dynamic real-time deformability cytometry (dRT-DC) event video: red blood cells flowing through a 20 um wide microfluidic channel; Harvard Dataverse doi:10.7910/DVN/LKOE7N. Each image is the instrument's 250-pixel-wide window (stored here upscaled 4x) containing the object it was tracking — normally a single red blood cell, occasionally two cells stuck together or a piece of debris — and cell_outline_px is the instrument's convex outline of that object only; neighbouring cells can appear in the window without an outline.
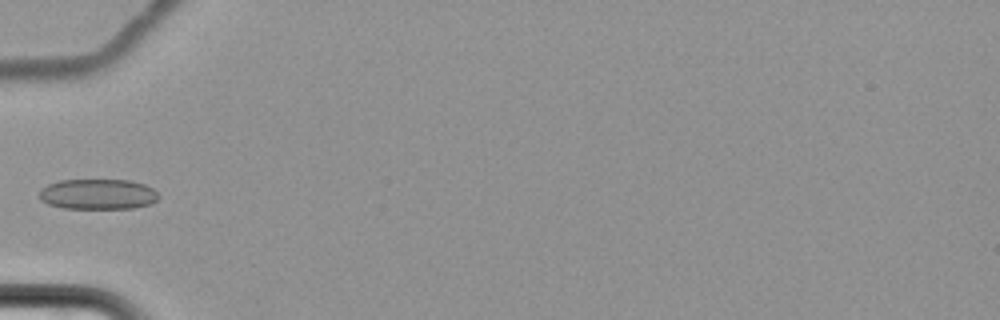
{"species": "common noctule bat (a hibernating species)", "species_latin": "Nyctalus noctula", "temperature_condition": "cold", "stored_images_in_passage": 6, "camera_frame_rate_fps": 3000, "um_per_image_px": 0.085, "animal": {"sex": "female", "body_mass_g": 22.7, "forearm_length_mm": 54.2}, "frame": {"image": 1, "passage_image": 6, "time_ms": 7.0, "image_size_px": [1000, 320], "cell_outline_px": [[160, 196], [152, 204], [136, 208], [64, 208], [48, 204], [40, 200], [40, 188], [48, 184], [60, 180], [128, 180], [144, 184], [152, 188]], "centroid_in_image_um": [8.33, 16.51], "position_along_channel_um": 76.7, "area_um2": 21.21}}